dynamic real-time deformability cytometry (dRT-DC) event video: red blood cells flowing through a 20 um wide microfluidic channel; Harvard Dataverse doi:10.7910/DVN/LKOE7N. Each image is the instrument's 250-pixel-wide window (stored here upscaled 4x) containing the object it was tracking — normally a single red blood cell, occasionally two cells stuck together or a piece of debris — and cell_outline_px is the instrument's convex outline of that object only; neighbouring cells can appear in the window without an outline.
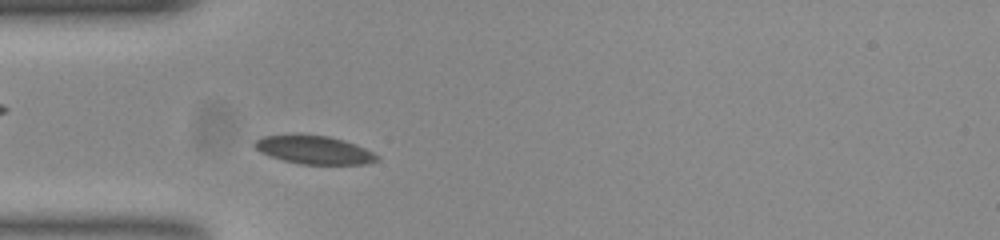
{"species": "common noctule bat (a hibernating species)", "species_latin": "Nyctalus noctula", "temperature_condition": "room temperature", "stored_images_in_passage": 43, "camera_frame_rate_fps": 3000, "um_per_image_px": 0.085, "animal": {"sex": "female", "body_mass_g": 23.0, "forearm_length_mm": 53.4}, "frame": {"image": 1, "passage_image": 7, "time_ms": 2.0, "image_size_px": [1000, 240], "cell_outline_px": [[376, 160], [364, 164], [300, 164], [284, 160], [260, 152], [252, 144], [256, 140], [264, 136], [328, 136], [344, 140], [356, 144], [372, 152], [376, 156]], "centroid_in_image_um": [26.69, 12.76], "position_along_channel_um": 58.3, "area_um2": 19.42}}
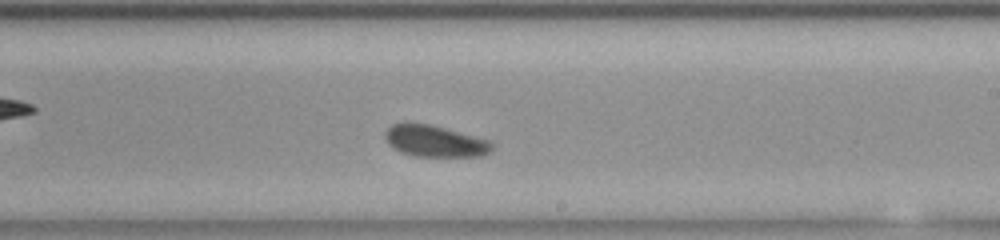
{"frame": {"image": 2, "passage_image": 23, "time_ms": 7.333, "image_size_px": [1000, 240], "cell_outline_px": [[492, 148], [484, 156], [416, 156], [400, 152], [388, 144], [384, 136], [384, 132], [392, 124], [404, 120], [428, 124], [444, 128], [488, 140], [492, 144]], "centroid_in_image_um": [36.87, 11.97], "position_along_channel_um": 252.1, "area_um2": 19.71}}
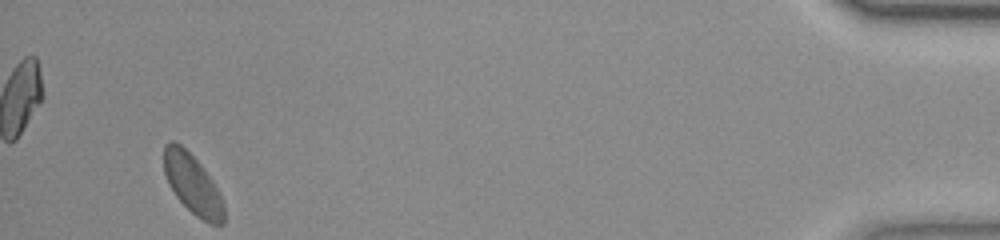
{"frame": {"image": 3, "passage_image": 43, "time_ms": 14.0, "image_size_px": [1000, 240], "cell_outline_px": [[224, 224], [212, 224], [196, 216], [176, 196], [164, 172], [164, 144], [168, 140], [176, 140], [200, 164], [212, 180], [224, 204]], "centroid_in_image_um": [16.36, 15.63], "position_along_channel_um": 418.8, "area_um2": 20.46}, "authors_computed_cell_mechanics": {"area_um2": 20.1144, "velocity_mm_per_s": 3.6879, "shape_relaxation_time_tau1_ms": 1.6609, "shape_relaxation_time_tau2_ms": null, "deformation_change_tau1": 0.0474, "deformation_change_tau2": null}}